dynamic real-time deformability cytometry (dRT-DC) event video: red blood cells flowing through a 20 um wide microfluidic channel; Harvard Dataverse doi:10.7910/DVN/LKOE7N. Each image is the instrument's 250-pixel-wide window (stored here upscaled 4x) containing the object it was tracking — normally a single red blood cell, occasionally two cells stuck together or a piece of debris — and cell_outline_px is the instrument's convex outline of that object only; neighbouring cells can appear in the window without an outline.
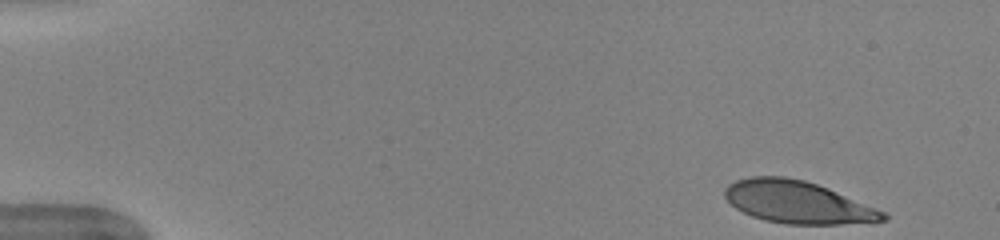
{"species": "human", "species_latin": "Homo sapiens", "temperature_condition": "warm", "stored_images_in_passage": 41, "camera_frame_rate_fps": 3000, "um_per_image_px": 0.085, "donor": {"sex": "female"}, "frame": {"image": 1, "passage_image": 1, "time_ms": 0.0, "image_size_px": [1000, 240], "cell_outline_px": [[888, 220], [840, 224], [784, 224], [764, 220], [752, 216], [736, 208], [724, 196], [724, 188], [728, 184], [736, 180], [752, 176], [784, 176], [804, 180], [828, 188], [888, 212]], "centroid_in_image_um": [67.81, 17.18], "position_along_channel_um": 17.2, "area_um2": 39.13}}
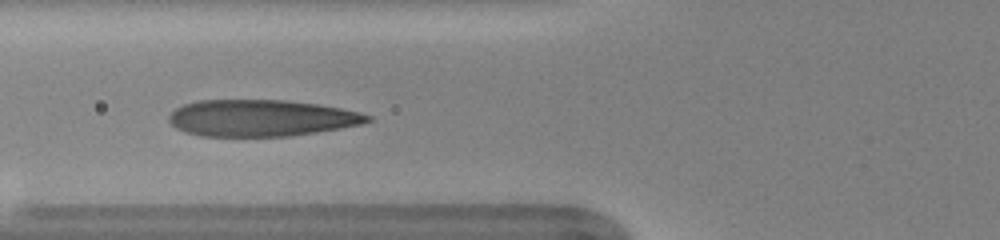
{"frame": {"image": 2, "passage_image": 17, "time_ms": 5.333, "image_size_px": [1000, 240], "cell_outline_px": [[372, 120], [360, 124], [340, 128], [316, 132], [288, 136], [200, 136], [184, 132], [176, 128], [168, 120], [168, 116], [176, 108], [184, 104], [200, 100], [284, 100], [316, 104], [340, 108], [360, 112], [372, 116]], "centroid_in_image_um": [22.18, 10.03], "position_along_channel_um": 103.6, "area_um2": 42.25}}
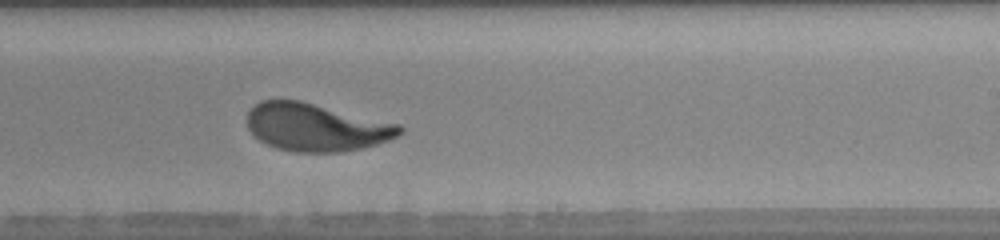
{"frame": {"image": 3, "passage_image": 29, "time_ms": 9.333, "image_size_px": [1000, 240], "cell_outline_px": [[404, 132], [400, 136], [376, 144], [360, 148], [340, 152], [292, 152], [276, 148], [252, 136], [248, 128], [248, 112], [260, 100], [300, 100], [400, 124], [404, 128]], "centroid_in_image_um": [26.88, 10.82], "position_along_channel_um": 262.1, "area_um2": 42.54}, "authors_computed_cell_mechanics": {"area_um2": 42.483, "velocity_mm_per_s": 3.9723, "shape_relaxation_time_tau1_ms": 2.5844, "shape_relaxation_time_tau2_ms": null, "deformation_change_tau1": 0.1814, "deformation_change_tau2": null}}